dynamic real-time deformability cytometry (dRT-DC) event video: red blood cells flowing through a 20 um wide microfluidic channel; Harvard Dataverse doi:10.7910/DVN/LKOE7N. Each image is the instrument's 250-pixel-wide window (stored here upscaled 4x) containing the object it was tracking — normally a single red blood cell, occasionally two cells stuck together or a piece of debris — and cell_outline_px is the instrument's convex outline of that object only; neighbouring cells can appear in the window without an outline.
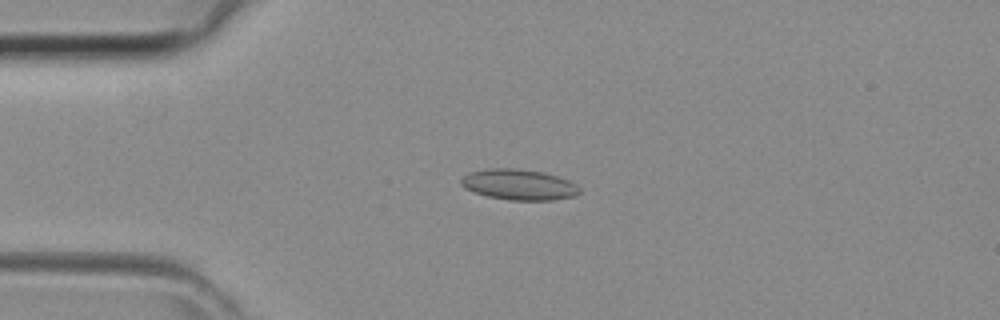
{"species": "common noctule bat (a hibernating species)", "species_latin": "Nyctalus noctula", "temperature_condition": "room temperature", "stored_images_in_passage": 44, "camera_frame_rate_fps": 3000, "um_per_image_px": 0.085, "animal": {"sex": "female", "body_mass_g": 29.2, "forearm_length_mm": 56.3}, "frame": {"image": 1, "passage_image": 11, "time_ms": 3.333, "image_size_px": [1000, 320], "cell_outline_px": [[580, 192], [576, 196], [552, 200], [508, 200], [488, 196], [464, 188], [460, 184], [460, 180], [468, 172], [488, 168], [516, 168], [544, 172], [568, 180], [576, 184], [580, 188]], "centroid_in_image_um": [44.1, 15.68], "position_along_channel_um": 40.9, "area_um2": 21.27}}
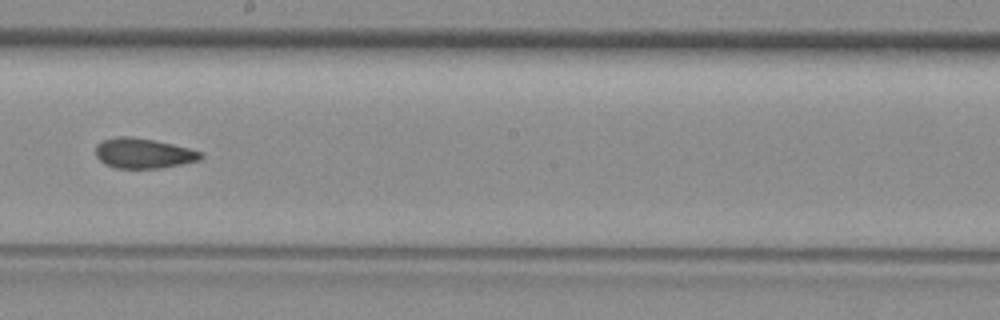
{"frame": {"image": 2, "passage_image": 25, "time_ms": 8.0, "image_size_px": [1000, 320], "cell_outline_px": [[204, 156], [200, 160], [160, 168], [116, 168], [104, 164], [96, 156], [96, 144], [104, 140], [120, 136], [128, 136], [152, 140], [172, 144], [204, 152]], "centroid_in_image_um": [12.2, 13.03], "position_along_channel_um": 236.0, "area_um2": 18.32}}
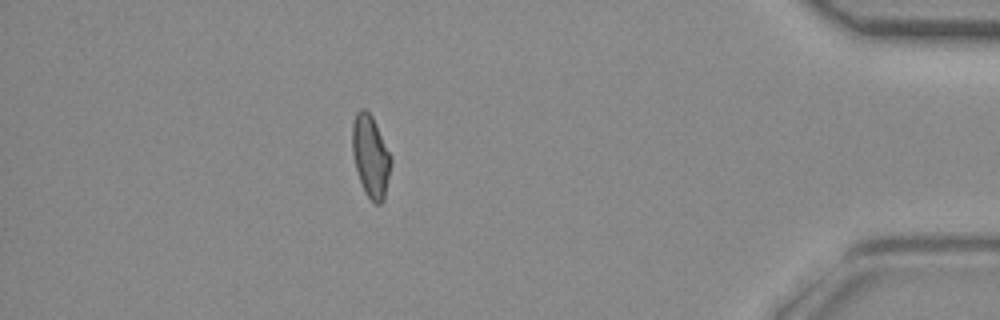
{"frame": {"image": 3, "passage_image": 39, "time_ms": 12.667, "image_size_px": [1000, 320], "cell_outline_px": [[392, 164], [384, 200], [380, 204], [376, 204], [364, 192], [356, 168], [352, 152], [352, 124], [356, 112], [360, 108], [364, 108], [372, 116], [392, 156]], "centroid_in_image_um": [31.52, 13.27], "position_along_channel_um": 403.7, "area_um2": 18.61}}